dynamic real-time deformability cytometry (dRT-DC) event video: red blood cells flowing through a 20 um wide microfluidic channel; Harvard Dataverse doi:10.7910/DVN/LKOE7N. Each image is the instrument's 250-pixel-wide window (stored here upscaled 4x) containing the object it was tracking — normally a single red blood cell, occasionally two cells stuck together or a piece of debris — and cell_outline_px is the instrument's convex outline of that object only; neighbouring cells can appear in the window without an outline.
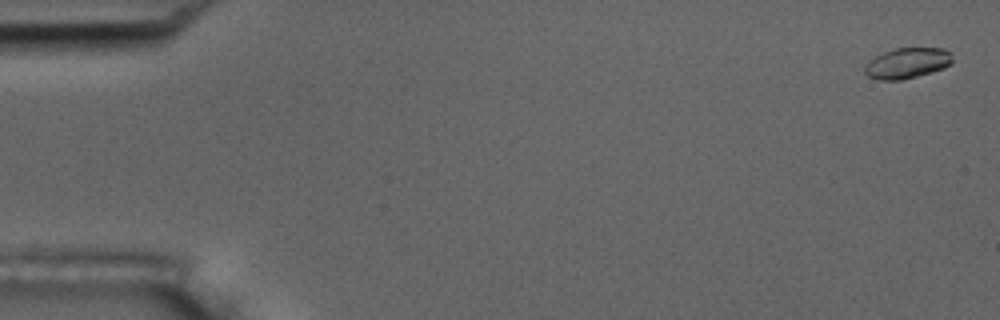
{"species": "common noctule bat (a hibernating species)", "species_latin": "Nyctalus noctula", "temperature_condition": "room temperature", "stored_images_in_passage": 8, "camera_frame_rate_fps": 3000, "um_per_image_px": 0.085, "animal": {"sex": "male", "body_mass_g": 17.5, "forearm_length_mm": 52.3}, "frame": {"image": 1, "passage_image": 1, "time_ms": 0.0, "image_size_px": [1000, 320], "cell_outline_px": [[952, 64], [944, 68], [932, 72], [900, 80], [880, 80], [868, 76], [864, 72], [864, 64], [868, 60], [884, 52], [896, 48], [944, 48], [952, 52]], "centroid_in_image_um": [77.12, 5.36], "position_along_channel_um": 7.9, "area_um2": 15.78}}